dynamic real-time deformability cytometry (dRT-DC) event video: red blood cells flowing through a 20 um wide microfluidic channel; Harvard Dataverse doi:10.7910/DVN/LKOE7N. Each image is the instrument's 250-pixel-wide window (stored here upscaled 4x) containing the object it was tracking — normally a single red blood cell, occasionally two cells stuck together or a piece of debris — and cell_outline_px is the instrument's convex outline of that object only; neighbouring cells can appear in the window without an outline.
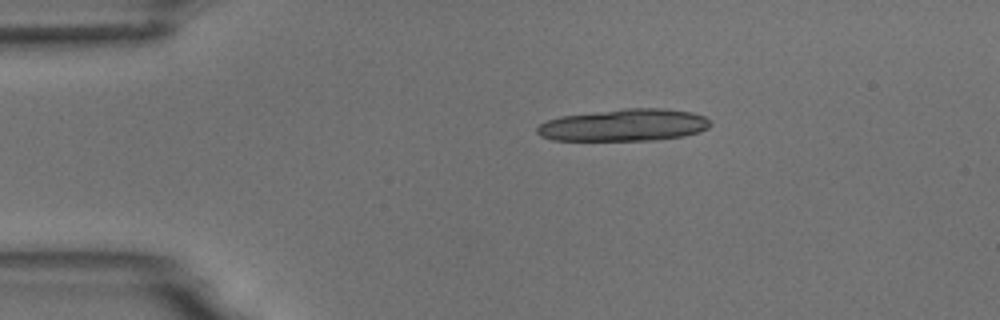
{"species": "common noctule bat (a hibernating species)", "species_latin": "Nyctalus noctula", "temperature_condition": "room temperature", "stored_images_in_passage": 5, "camera_frame_rate_fps": 3000, "um_per_image_px": 0.085, "animal": {"sex": "male", "body_mass_g": 18.8}, "frame": {"image": 1, "passage_image": 1, "time_ms": 0.0, "image_size_px": [1000, 320], "cell_outline_px": [[712, 124], [708, 128], [684, 136], [656, 140], [552, 140], [540, 136], [536, 132], [536, 128], [540, 124], [548, 120], [560, 116], [624, 108], [664, 108], [692, 112], [704, 116]], "centroid_in_image_um": [53.04, 10.63], "position_along_channel_um": 32.0, "area_um2": 32.48}}
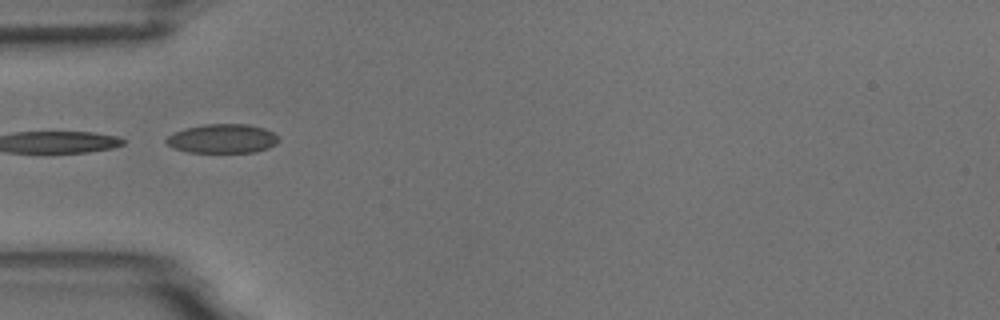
{"frame": {"image": 2, "passage_image": 3, "time_ms": 2.333, "image_size_px": [1000, 320], "cell_outline_px": [[280, 140], [276, 144], [268, 148], [256, 152], [188, 152], [172, 148], [164, 140], [168, 136], [184, 128], [204, 124], [248, 124], [264, 128], [272, 132]], "centroid_in_image_um": [18.9, 11.78], "position_along_channel_um": 66.1, "area_um2": 19.07}}